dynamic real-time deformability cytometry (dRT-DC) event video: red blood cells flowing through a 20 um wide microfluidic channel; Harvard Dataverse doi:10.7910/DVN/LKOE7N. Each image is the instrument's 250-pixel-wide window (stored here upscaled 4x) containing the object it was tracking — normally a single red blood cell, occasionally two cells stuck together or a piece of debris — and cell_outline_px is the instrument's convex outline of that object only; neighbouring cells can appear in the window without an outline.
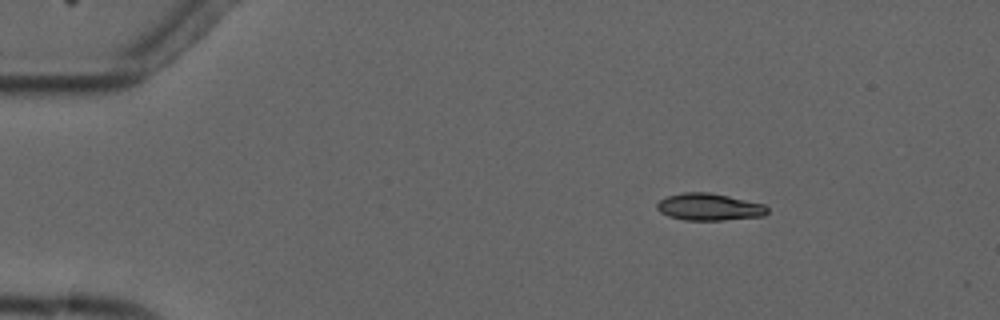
{"species": "common noctule bat (a hibernating species)", "species_latin": "Nyctalus noctula", "temperature_condition": "cold", "stored_images_in_passage": 7, "camera_frame_rate_fps": 3000, "um_per_image_px": 0.085, "animal": {"sex": "male", "forearm_length_mm": 52.5}, "frame": {"image": 1, "passage_image": 2, "time_ms": 1.667, "image_size_px": [1000, 320], "cell_outline_px": [[768, 212], [764, 216], [724, 220], [684, 220], [668, 216], [660, 212], [656, 208], [656, 204], [660, 200], [668, 196], [684, 192], [708, 192], [728, 196], [764, 204], [768, 208]], "centroid_in_image_um": [60.27, 17.59], "position_along_channel_um": 24.7, "area_um2": 17.4}}
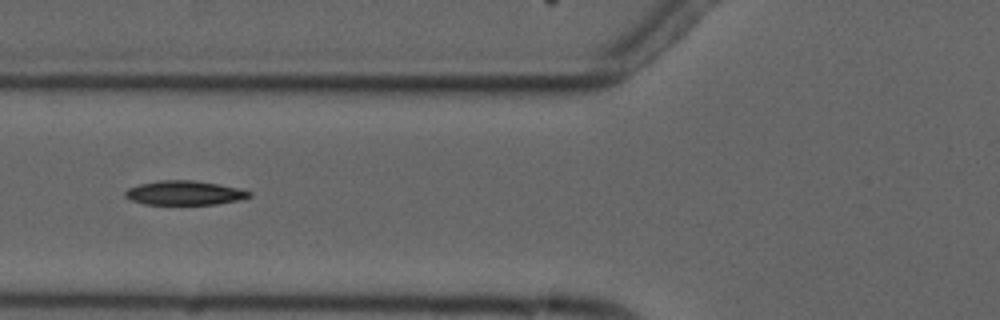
{"frame": {"image": 2, "passage_image": 6, "time_ms": 6.0, "image_size_px": [1000, 320], "cell_outline_px": [[252, 196], [240, 200], [216, 204], [144, 204], [132, 200], [124, 196], [124, 192], [128, 188], [140, 184], [160, 180], [192, 180], [216, 184], [236, 188], [252, 192]], "centroid_in_image_um": [15.67, 16.4], "position_along_channel_um": 110.1, "area_um2": 17.34}}
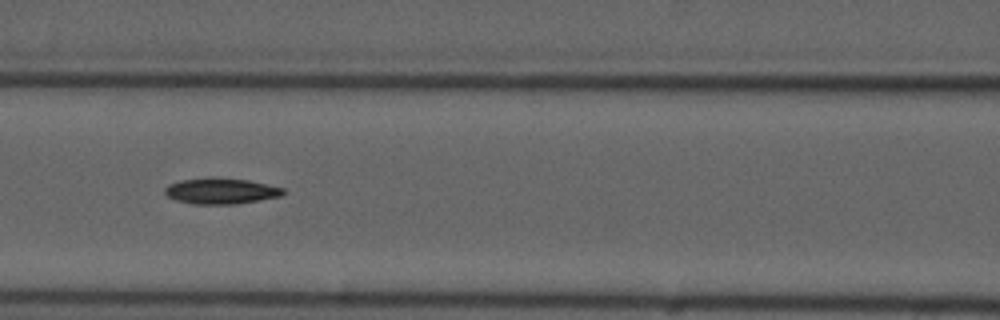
{"frame": {"image": 3, "passage_image": 7, "time_ms": 7.0, "image_size_px": [1000, 320], "cell_outline_px": [[284, 192], [280, 196], [260, 200], [236, 204], [192, 204], [176, 200], [168, 196], [164, 192], [164, 188], [168, 184], [180, 180], [216, 176], [248, 180], [284, 188]], "centroid_in_image_um": [18.75, 16.22], "position_along_channel_um": 147.9, "area_um2": 18.03}}